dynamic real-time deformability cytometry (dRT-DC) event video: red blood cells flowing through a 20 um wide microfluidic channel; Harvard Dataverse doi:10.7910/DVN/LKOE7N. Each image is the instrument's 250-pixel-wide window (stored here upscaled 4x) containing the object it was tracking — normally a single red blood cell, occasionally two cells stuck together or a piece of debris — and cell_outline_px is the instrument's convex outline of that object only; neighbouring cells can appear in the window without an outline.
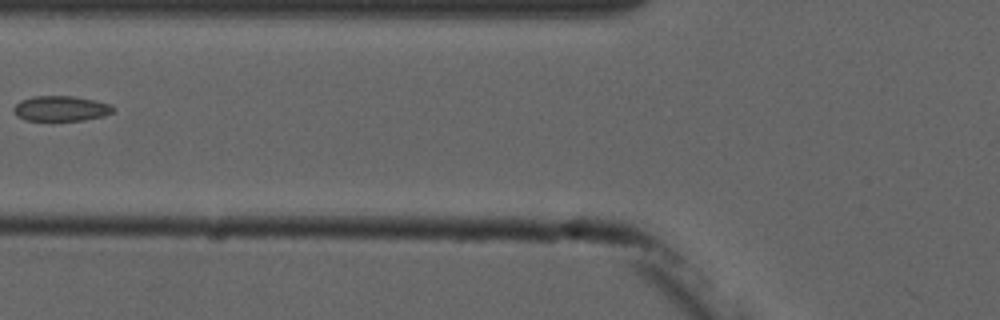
{"species": "common noctule bat (a hibernating species)", "species_latin": "Nyctalus noctula", "temperature_condition": "cold", "stored_images_in_passage": 6, "camera_frame_rate_fps": 3000, "um_per_image_px": 0.085, "animal": {"sex": "male", "forearm_length_mm": 52.5}, "frame": {"image": 1, "passage_image": 5, "time_ms": 5.667, "image_size_px": [1000, 320], "cell_outline_px": [[116, 108], [112, 112], [104, 116], [84, 120], [24, 120], [16, 116], [12, 108], [20, 100], [32, 96], [72, 96], [112, 104]], "centroid_in_image_um": [5.16, 9.22], "position_along_channel_um": 120.6, "area_um2": 14.68}}
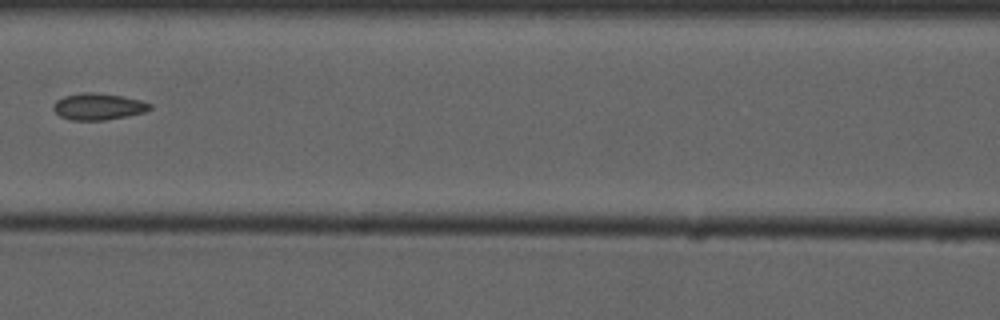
{"frame": {"image": 2, "passage_image": 6, "time_ms": 6.667, "image_size_px": [1000, 320], "cell_outline_px": [[152, 108], [144, 112], [104, 120], [72, 120], [60, 116], [52, 108], [56, 100], [64, 96], [84, 92], [88, 92], [120, 96], [140, 100], [152, 104]], "centroid_in_image_um": [8.33, 9.06], "position_along_channel_um": 158.3, "area_um2": 14.68}}